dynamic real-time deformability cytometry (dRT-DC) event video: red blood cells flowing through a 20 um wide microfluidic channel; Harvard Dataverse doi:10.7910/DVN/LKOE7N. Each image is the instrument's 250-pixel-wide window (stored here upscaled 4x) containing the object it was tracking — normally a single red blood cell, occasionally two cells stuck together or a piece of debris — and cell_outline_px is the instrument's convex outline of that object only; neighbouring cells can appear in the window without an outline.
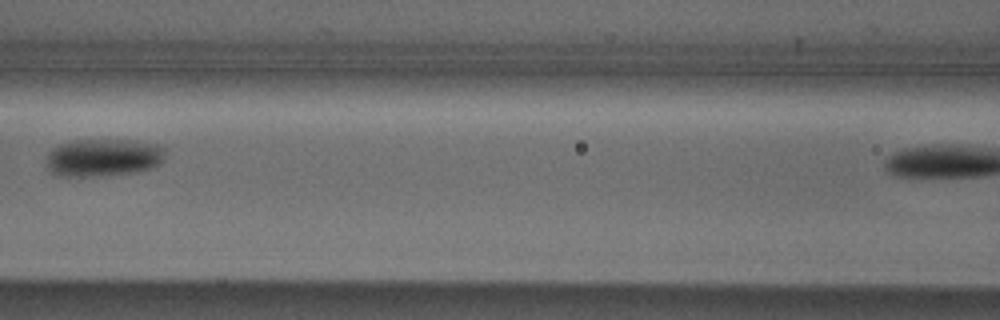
{"species": "Egyptian fruit bat (a non-hibernating species)", "species_latin": "Rousettus aegyptiacus", "temperature_condition": "cold", "stored_images_in_passage": 6, "segment_of_instrument_passage": [1, 2], "camera_frame_rate_fps": 3000, "um_per_image_px": 0.085, "animal": {"sex": "male"}, "frame": {"image": 1, "passage_image": 4, "time_ms": 4.667, "image_size_px": [1000, 320], "cell_outline_px": [[164, 152], [160, 160], [156, 164], [148, 168], [136, 172], [104, 176], [56, 176], [48, 168], [44, 160], [48, 152], [52, 148], [60, 144], [72, 140], [128, 140], [160, 144], [164, 148]], "centroid_in_image_um": [8.69, 13.39], "position_along_channel_um": 157.9, "area_um2": 26.18}}
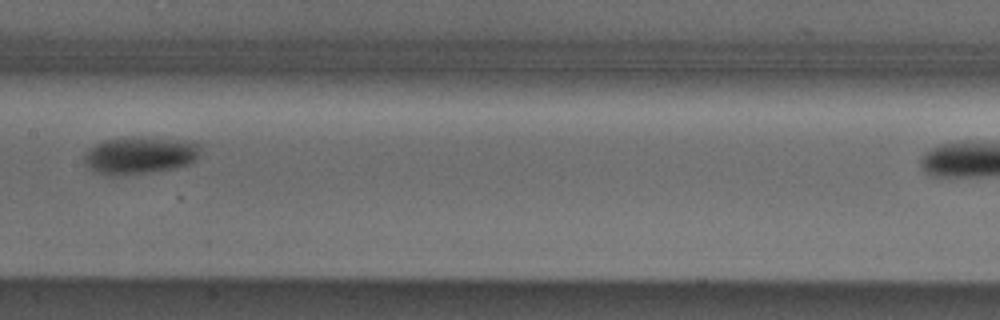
{"frame": {"image": 2, "passage_image": 5, "time_ms": 5.667, "image_size_px": [1000, 320], "cell_outline_px": [[200, 156], [196, 160], [188, 164], [172, 168], [148, 172], [116, 176], [108, 176], [96, 172], [88, 168], [84, 160], [84, 152], [88, 148], [104, 140], [132, 136], [196, 140], [200, 144]], "centroid_in_image_um": [11.91, 13.17], "position_along_channel_um": 195.5, "area_um2": 25.84}}